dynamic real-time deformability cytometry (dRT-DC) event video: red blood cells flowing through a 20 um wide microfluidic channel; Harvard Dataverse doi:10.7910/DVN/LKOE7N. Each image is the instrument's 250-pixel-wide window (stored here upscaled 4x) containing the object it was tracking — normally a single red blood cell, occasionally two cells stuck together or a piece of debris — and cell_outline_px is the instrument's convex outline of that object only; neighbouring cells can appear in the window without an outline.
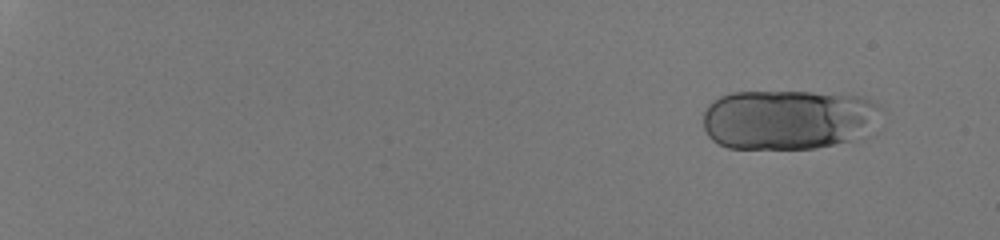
{"species": "human", "species_latin": "Homo sapiens", "temperature_condition": "room temperature", "stored_images_in_passage": 55, "camera_frame_rate_fps": 3000, "um_per_image_px": 0.085, "donor": {"sex": "male"}, "frame": {"image": 1, "passage_image": 6, "time_ms": 1.667, "image_size_px": [1000, 240], "cell_outline_px": [[884, 112], [848, 140], [816, 148], [728, 148], [712, 140], [708, 136], [704, 128], [704, 112], [708, 104], [720, 96], [732, 92], [812, 92], [864, 96], [880, 104], [884, 108]], "centroid_in_image_um": [66.92, 10.12], "position_along_channel_um": 18.1, "area_um2": 61.56}}
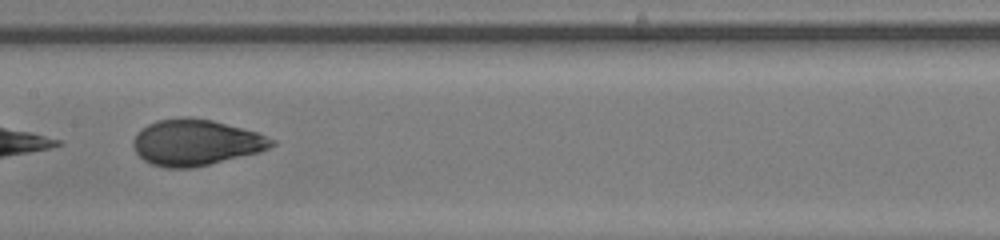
{"frame": {"image": 2, "passage_image": 34, "time_ms": 11.0, "image_size_px": [1000, 240], "cell_outline_px": [[276, 144], [260, 152], [192, 168], [164, 168], [152, 164], [144, 160], [136, 152], [132, 144], [132, 140], [136, 132], [148, 124], [156, 120], [180, 116], [188, 116], [212, 120], [256, 132], [276, 140]], "centroid_in_image_um": [16.61, 12.1], "position_along_channel_um": 190.8, "area_um2": 37.34}}
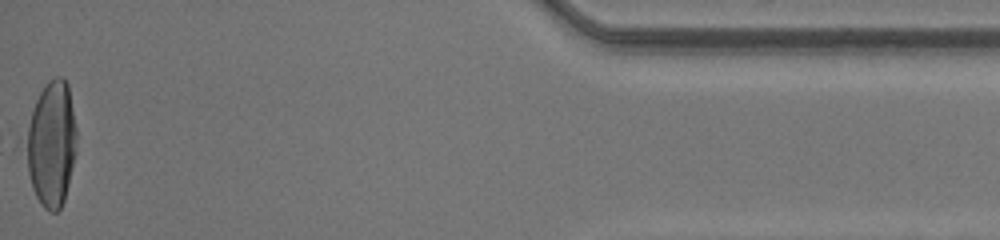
{"frame": {"image": 3, "passage_image": 55, "time_ms": 18.0, "image_size_px": [1000, 240], "cell_outline_px": [[76, 152], [64, 200], [60, 208], [56, 212], [48, 212], [44, 208], [36, 196], [32, 188], [28, 172], [28, 128], [32, 112], [36, 100], [40, 92], [48, 80], [56, 76], [60, 76], [68, 84], [76, 128]], "centroid_in_image_um": [4.4, 12.23], "position_along_channel_um": 430.8, "area_um2": 36.24}, "authors_computed_cell_mechanics": {"area_um2": 38.6104, "velocity_mm_per_s": 4.2552, "shape_relaxation_time_tau1_ms": 5.4354, "shape_relaxation_time_tau2_ms": null, "deformation_change_tau1": 0.2248, "deformation_change_tau2": null}}